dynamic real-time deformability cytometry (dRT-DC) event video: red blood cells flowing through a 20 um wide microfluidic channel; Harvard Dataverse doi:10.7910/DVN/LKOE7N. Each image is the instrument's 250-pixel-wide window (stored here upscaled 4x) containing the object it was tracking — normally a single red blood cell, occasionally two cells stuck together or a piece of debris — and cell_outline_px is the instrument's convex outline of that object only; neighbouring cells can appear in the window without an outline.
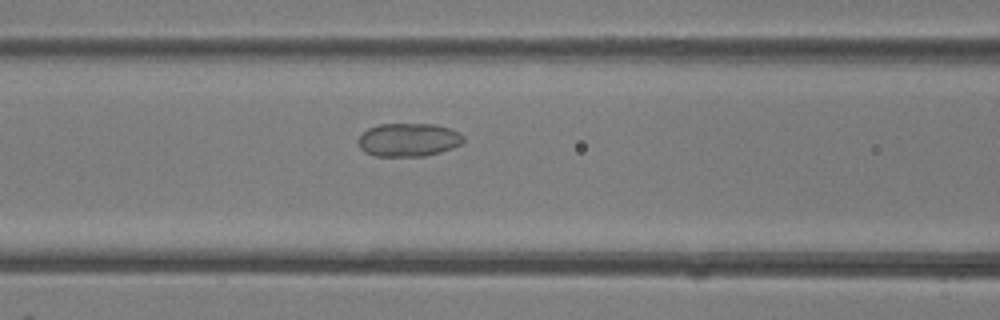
{"species": "common noctule bat (a hibernating species)", "species_latin": "Nyctalus noctula", "temperature_condition": "room temperature", "stored_images_in_passage": 30, "camera_frame_rate_fps": 3000, "um_per_image_px": 0.085, "animal": {"sex": "female"}, "frame": {"image": 1, "passage_image": 6, "time_ms": 1.667, "image_size_px": [1000, 320], "cell_outline_px": [[464, 140], [460, 144], [452, 148], [440, 152], [424, 156], [376, 156], [364, 152], [360, 148], [356, 140], [368, 128], [380, 124], [436, 124], [460, 132], [464, 136]], "centroid_in_image_um": [34.71, 11.88], "position_along_channel_um": 131.9, "area_um2": 20.52}}
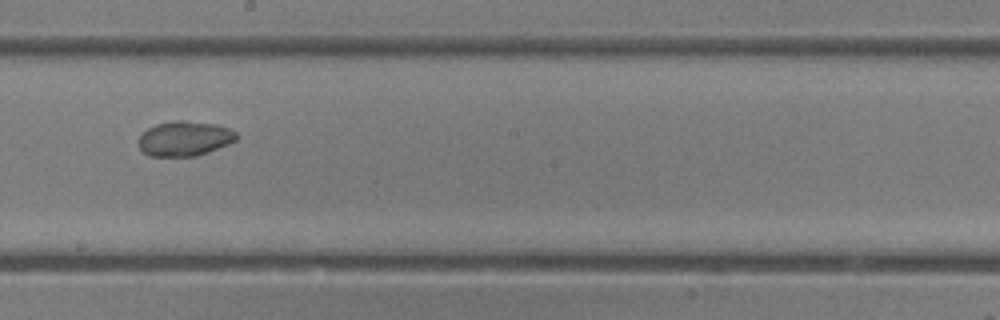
{"frame": {"image": 2, "passage_image": 12, "time_ms": 3.667, "image_size_px": [1000, 320], "cell_outline_px": [[240, 136], [236, 140], [228, 144], [208, 152], [196, 156], [148, 156], [136, 144], [136, 140], [148, 128], [156, 124], [172, 120], [184, 120], [216, 124], [228, 128], [236, 132]], "centroid_in_image_um": [15.67, 11.77], "position_along_channel_um": 232.5, "area_um2": 20.11}}
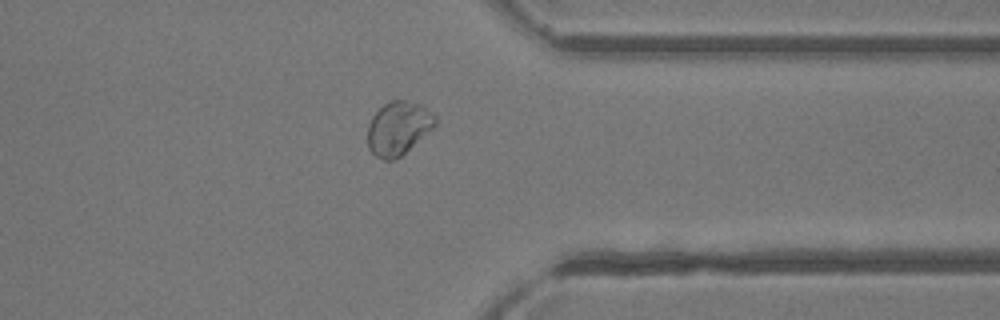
{"frame": {"image": 3, "passage_image": 21, "time_ms": 6.667, "image_size_px": [1000, 320], "cell_outline_px": [[436, 124], [432, 128], [400, 156], [392, 160], [384, 160], [376, 156], [368, 148], [368, 124], [372, 116], [384, 104], [392, 100], [404, 100], [420, 104], [432, 112], [436, 116]], "centroid_in_image_um": [33.84, 10.88], "position_along_channel_um": 377.6, "area_um2": 20.75}}